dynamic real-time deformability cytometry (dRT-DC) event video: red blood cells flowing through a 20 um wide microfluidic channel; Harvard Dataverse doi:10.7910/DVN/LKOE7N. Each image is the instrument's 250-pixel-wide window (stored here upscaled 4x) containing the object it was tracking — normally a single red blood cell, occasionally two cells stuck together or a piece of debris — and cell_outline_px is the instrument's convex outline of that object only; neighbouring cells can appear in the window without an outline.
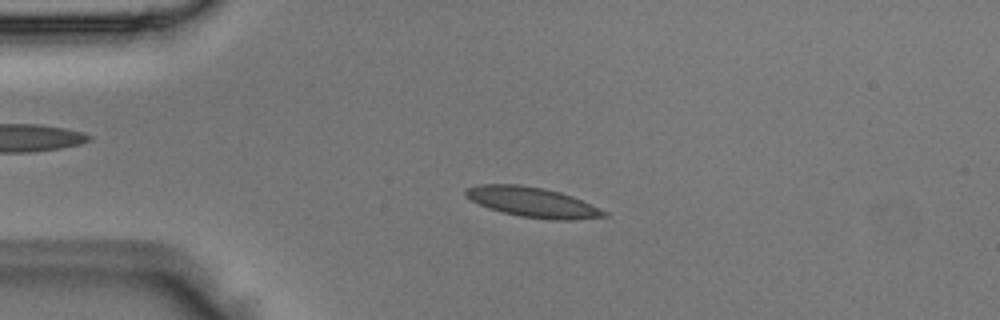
{"species": "Egyptian fruit bat (a non-hibernating species)", "species_latin": "Rousettus aegyptiacus", "temperature_condition": "room temperature", "stored_images_in_passage": 5, "camera_frame_rate_fps": 3000, "um_per_image_px": 0.085, "animal": {"sex": "male"}, "frame": {"image": 1, "passage_image": 3, "time_ms": 0.667, "image_size_px": [1000, 320], "cell_outline_px": [[608, 216], [572, 220], [552, 220], [520, 216], [488, 208], [464, 196], [464, 188], [480, 184], [516, 184], [544, 188], [560, 192], [572, 196], [608, 212]], "centroid_in_image_um": [45.25, 17.18], "position_along_channel_um": 39.8, "area_um2": 24.1}}
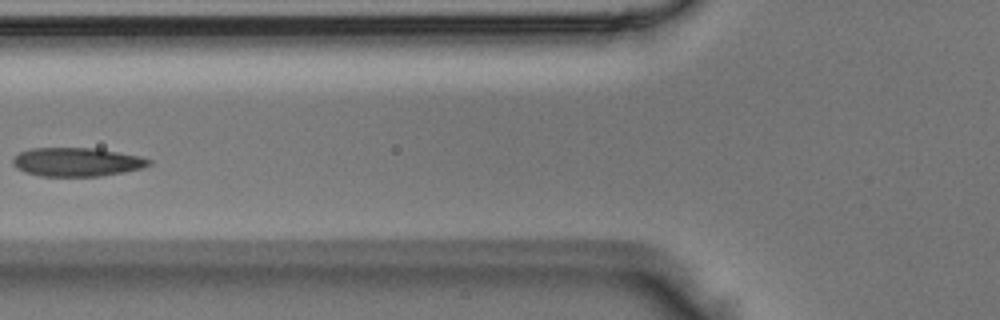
{"frame": {"image": 2, "passage_image": 5, "time_ms": 1.333, "image_size_px": [1000, 320], "cell_outline_px": [[152, 164], [140, 168], [124, 172], [100, 176], [40, 176], [24, 172], [16, 168], [12, 164], [12, 160], [20, 152], [32, 148], [96, 148], [140, 156], [152, 160]], "centroid_in_image_um": [6.52, 13.77], "position_along_channel_um": 119.3, "area_um2": 22.77}}